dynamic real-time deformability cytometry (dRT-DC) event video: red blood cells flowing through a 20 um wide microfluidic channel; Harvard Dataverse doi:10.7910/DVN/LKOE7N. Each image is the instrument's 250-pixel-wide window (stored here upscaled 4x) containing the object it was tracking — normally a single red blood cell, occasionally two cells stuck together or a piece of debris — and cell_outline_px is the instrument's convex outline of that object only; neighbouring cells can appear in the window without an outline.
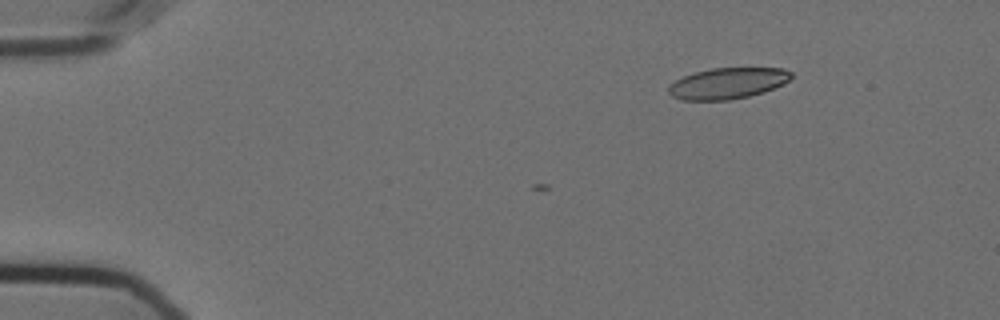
{"species": "Egyptian fruit bat (a non-hibernating species)", "species_latin": "Rousettus aegyptiacus", "temperature_condition": "cold", "stored_images_in_passage": 6, "camera_frame_rate_fps": 3000, "um_per_image_px": 0.085, "animal": {"sex": "female"}, "frame": {"image": 1, "passage_image": 1, "time_ms": 0.0, "image_size_px": [1000, 320], "cell_outline_px": [[792, 76], [784, 84], [764, 92], [748, 96], [728, 100], [684, 100], [672, 96], [668, 92], [668, 84], [684, 76], [696, 72], [712, 68], [784, 68], [792, 72]], "centroid_in_image_um": [61.86, 7.08], "position_along_channel_um": 23.1, "area_um2": 22.2}}